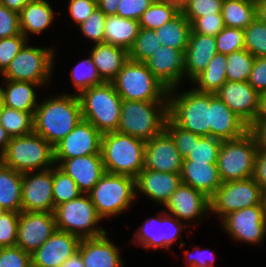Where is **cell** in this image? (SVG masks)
<instances>
[{
	"label": "cell",
	"mask_w": 266,
	"mask_h": 267,
	"mask_svg": "<svg viewBox=\"0 0 266 267\" xmlns=\"http://www.w3.org/2000/svg\"><path fill=\"white\" fill-rule=\"evenodd\" d=\"M81 238L56 229V231L31 254V267H62L78 252Z\"/></svg>",
	"instance_id": "e0dca14e"
},
{
	"label": "cell",
	"mask_w": 266,
	"mask_h": 267,
	"mask_svg": "<svg viewBox=\"0 0 266 267\" xmlns=\"http://www.w3.org/2000/svg\"><path fill=\"white\" fill-rule=\"evenodd\" d=\"M55 166V167H54ZM53 166V201L54 209L58 205L78 198L83 194L76 182L59 166Z\"/></svg>",
	"instance_id": "f35d334b"
},
{
	"label": "cell",
	"mask_w": 266,
	"mask_h": 267,
	"mask_svg": "<svg viewBox=\"0 0 266 267\" xmlns=\"http://www.w3.org/2000/svg\"><path fill=\"white\" fill-rule=\"evenodd\" d=\"M225 27L222 13L196 18L191 23V31L215 37Z\"/></svg>",
	"instance_id": "816d5d0a"
},
{
	"label": "cell",
	"mask_w": 266,
	"mask_h": 267,
	"mask_svg": "<svg viewBox=\"0 0 266 267\" xmlns=\"http://www.w3.org/2000/svg\"><path fill=\"white\" fill-rule=\"evenodd\" d=\"M32 174V175H31ZM53 167L22 176V211L54 212Z\"/></svg>",
	"instance_id": "2e32d148"
},
{
	"label": "cell",
	"mask_w": 266,
	"mask_h": 267,
	"mask_svg": "<svg viewBox=\"0 0 266 267\" xmlns=\"http://www.w3.org/2000/svg\"><path fill=\"white\" fill-rule=\"evenodd\" d=\"M207 254L209 256H207ZM214 255L215 254L213 253V251L209 253L207 250L198 251V254L196 255H191L190 252L185 253V256L188 259L187 260L189 264L188 267H213L214 266L213 261L215 257Z\"/></svg>",
	"instance_id": "680465c9"
},
{
	"label": "cell",
	"mask_w": 266,
	"mask_h": 267,
	"mask_svg": "<svg viewBox=\"0 0 266 267\" xmlns=\"http://www.w3.org/2000/svg\"><path fill=\"white\" fill-rule=\"evenodd\" d=\"M165 131L174 140L175 146L184 159L194 147V133L176 125L169 117L166 120Z\"/></svg>",
	"instance_id": "7dc6e473"
},
{
	"label": "cell",
	"mask_w": 266,
	"mask_h": 267,
	"mask_svg": "<svg viewBox=\"0 0 266 267\" xmlns=\"http://www.w3.org/2000/svg\"><path fill=\"white\" fill-rule=\"evenodd\" d=\"M155 0H120L117 13L122 18L139 21L141 15Z\"/></svg>",
	"instance_id": "11a10c76"
},
{
	"label": "cell",
	"mask_w": 266,
	"mask_h": 267,
	"mask_svg": "<svg viewBox=\"0 0 266 267\" xmlns=\"http://www.w3.org/2000/svg\"><path fill=\"white\" fill-rule=\"evenodd\" d=\"M53 212L19 213L16 245L32 254L56 231Z\"/></svg>",
	"instance_id": "9a60e30c"
},
{
	"label": "cell",
	"mask_w": 266,
	"mask_h": 267,
	"mask_svg": "<svg viewBox=\"0 0 266 267\" xmlns=\"http://www.w3.org/2000/svg\"><path fill=\"white\" fill-rule=\"evenodd\" d=\"M22 176V173L0 162V206L7 211H22Z\"/></svg>",
	"instance_id": "d6a6232c"
},
{
	"label": "cell",
	"mask_w": 266,
	"mask_h": 267,
	"mask_svg": "<svg viewBox=\"0 0 266 267\" xmlns=\"http://www.w3.org/2000/svg\"><path fill=\"white\" fill-rule=\"evenodd\" d=\"M254 179L261 186L262 190H266V152L259 151L256 154Z\"/></svg>",
	"instance_id": "91938a15"
},
{
	"label": "cell",
	"mask_w": 266,
	"mask_h": 267,
	"mask_svg": "<svg viewBox=\"0 0 266 267\" xmlns=\"http://www.w3.org/2000/svg\"><path fill=\"white\" fill-rule=\"evenodd\" d=\"M5 212H7V210L4 209L2 206H0V217H1Z\"/></svg>",
	"instance_id": "753ad0ef"
},
{
	"label": "cell",
	"mask_w": 266,
	"mask_h": 267,
	"mask_svg": "<svg viewBox=\"0 0 266 267\" xmlns=\"http://www.w3.org/2000/svg\"><path fill=\"white\" fill-rule=\"evenodd\" d=\"M145 142L117 131L102 134L101 155L105 172L137 178L142 171Z\"/></svg>",
	"instance_id": "277c9868"
},
{
	"label": "cell",
	"mask_w": 266,
	"mask_h": 267,
	"mask_svg": "<svg viewBox=\"0 0 266 267\" xmlns=\"http://www.w3.org/2000/svg\"><path fill=\"white\" fill-rule=\"evenodd\" d=\"M262 203H263L264 210H265V213H266V190H263Z\"/></svg>",
	"instance_id": "8c879c8a"
},
{
	"label": "cell",
	"mask_w": 266,
	"mask_h": 267,
	"mask_svg": "<svg viewBox=\"0 0 266 267\" xmlns=\"http://www.w3.org/2000/svg\"><path fill=\"white\" fill-rule=\"evenodd\" d=\"M263 190L254 177L223 182L209 198L210 212L223 219L229 213L254 205H263Z\"/></svg>",
	"instance_id": "7c38bea8"
},
{
	"label": "cell",
	"mask_w": 266,
	"mask_h": 267,
	"mask_svg": "<svg viewBox=\"0 0 266 267\" xmlns=\"http://www.w3.org/2000/svg\"><path fill=\"white\" fill-rule=\"evenodd\" d=\"M71 78L75 89L79 91L77 95L84 90L104 83L97 72L91 55L88 59L82 60L74 67L71 71Z\"/></svg>",
	"instance_id": "b9f144b4"
},
{
	"label": "cell",
	"mask_w": 266,
	"mask_h": 267,
	"mask_svg": "<svg viewBox=\"0 0 266 267\" xmlns=\"http://www.w3.org/2000/svg\"><path fill=\"white\" fill-rule=\"evenodd\" d=\"M222 141L212 136L194 134V147L184 160L217 163Z\"/></svg>",
	"instance_id": "60d3db41"
},
{
	"label": "cell",
	"mask_w": 266,
	"mask_h": 267,
	"mask_svg": "<svg viewBox=\"0 0 266 267\" xmlns=\"http://www.w3.org/2000/svg\"><path fill=\"white\" fill-rule=\"evenodd\" d=\"M27 38L21 33L16 36L0 38V73L2 74L12 59L27 43Z\"/></svg>",
	"instance_id": "681fc988"
},
{
	"label": "cell",
	"mask_w": 266,
	"mask_h": 267,
	"mask_svg": "<svg viewBox=\"0 0 266 267\" xmlns=\"http://www.w3.org/2000/svg\"><path fill=\"white\" fill-rule=\"evenodd\" d=\"M215 94L249 126L255 121L260 94L247 81H226Z\"/></svg>",
	"instance_id": "d6986e66"
},
{
	"label": "cell",
	"mask_w": 266,
	"mask_h": 267,
	"mask_svg": "<svg viewBox=\"0 0 266 267\" xmlns=\"http://www.w3.org/2000/svg\"><path fill=\"white\" fill-rule=\"evenodd\" d=\"M4 106L3 87L0 86V109Z\"/></svg>",
	"instance_id": "2644e50d"
},
{
	"label": "cell",
	"mask_w": 266,
	"mask_h": 267,
	"mask_svg": "<svg viewBox=\"0 0 266 267\" xmlns=\"http://www.w3.org/2000/svg\"><path fill=\"white\" fill-rule=\"evenodd\" d=\"M82 119L77 94L57 95L38 104L34 112V132L54 147Z\"/></svg>",
	"instance_id": "6da1fadb"
},
{
	"label": "cell",
	"mask_w": 266,
	"mask_h": 267,
	"mask_svg": "<svg viewBox=\"0 0 266 267\" xmlns=\"http://www.w3.org/2000/svg\"><path fill=\"white\" fill-rule=\"evenodd\" d=\"M0 125L11 137L34 132V113L16 110L7 106L0 109Z\"/></svg>",
	"instance_id": "8d00e7d4"
},
{
	"label": "cell",
	"mask_w": 266,
	"mask_h": 267,
	"mask_svg": "<svg viewBox=\"0 0 266 267\" xmlns=\"http://www.w3.org/2000/svg\"><path fill=\"white\" fill-rule=\"evenodd\" d=\"M139 29L137 20L122 18L119 15L107 16L104 26V42L129 51L138 36Z\"/></svg>",
	"instance_id": "4dcf8cb0"
},
{
	"label": "cell",
	"mask_w": 266,
	"mask_h": 267,
	"mask_svg": "<svg viewBox=\"0 0 266 267\" xmlns=\"http://www.w3.org/2000/svg\"><path fill=\"white\" fill-rule=\"evenodd\" d=\"M249 131L255 138L258 150L266 152V121H254Z\"/></svg>",
	"instance_id": "94428289"
},
{
	"label": "cell",
	"mask_w": 266,
	"mask_h": 267,
	"mask_svg": "<svg viewBox=\"0 0 266 267\" xmlns=\"http://www.w3.org/2000/svg\"><path fill=\"white\" fill-rule=\"evenodd\" d=\"M223 228L233 239L258 244L266 236V213L263 205H254L229 213L222 219Z\"/></svg>",
	"instance_id": "5bb4252c"
},
{
	"label": "cell",
	"mask_w": 266,
	"mask_h": 267,
	"mask_svg": "<svg viewBox=\"0 0 266 267\" xmlns=\"http://www.w3.org/2000/svg\"><path fill=\"white\" fill-rule=\"evenodd\" d=\"M247 82L259 94L266 92V56L255 57V61Z\"/></svg>",
	"instance_id": "6f0895ef"
},
{
	"label": "cell",
	"mask_w": 266,
	"mask_h": 267,
	"mask_svg": "<svg viewBox=\"0 0 266 267\" xmlns=\"http://www.w3.org/2000/svg\"><path fill=\"white\" fill-rule=\"evenodd\" d=\"M19 213L7 211L0 217V248L16 246Z\"/></svg>",
	"instance_id": "f907efd6"
},
{
	"label": "cell",
	"mask_w": 266,
	"mask_h": 267,
	"mask_svg": "<svg viewBox=\"0 0 266 267\" xmlns=\"http://www.w3.org/2000/svg\"><path fill=\"white\" fill-rule=\"evenodd\" d=\"M102 133L90 122L82 119L75 128L54 146V161L101 154Z\"/></svg>",
	"instance_id": "4fadbf2b"
},
{
	"label": "cell",
	"mask_w": 266,
	"mask_h": 267,
	"mask_svg": "<svg viewBox=\"0 0 266 267\" xmlns=\"http://www.w3.org/2000/svg\"><path fill=\"white\" fill-rule=\"evenodd\" d=\"M227 55L216 53L204 71L192 81L196 83V91L215 94L227 81Z\"/></svg>",
	"instance_id": "e575fe53"
},
{
	"label": "cell",
	"mask_w": 266,
	"mask_h": 267,
	"mask_svg": "<svg viewBox=\"0 0 266 267\" xmlns=\"http://www.w3.org/2000/svg\"><path fill=\"white\" fill-rule=\"evenodd\" d=\"M21 34L19 14L0 4V38Z\"/></svg>",
	"instance_id": "db71d44e"
},
{
	"label": "cell",
	"mask_w": 266,
	"mask_h": 267,
	"mask_svg": "<svg viewBox=\"0 0 266 267\" xmlns=\"http://www.w3.org/2000/svg\"><path fill=\"white\" fill-rule=\"evenodd\" d=\"M157 1L161 2V3L172 4L176 7H178L179 9H181L185 0H157Z\"/></svg>",
	"instance_id": "89a4df30"
},
{
	"label": "cell",
	"mask_w": 266,
	"mask_h": 267,
	"mask_svg": "<svg viewBox=\"0 0 266 267\" xmlns=\"http://www.w3.org/2000/svg\"><path fill=\"white\" fill-rule=\"evenodd\" d=\"M224 0H185L180 12L192 23L196 18L221 13Z\"/></svg>",
	"instance_id": "f6af8a7d"
},
{
	"label": "cell",
	"mask_w": 266,
	"mask_h": 267,
	"mask_svg": "<svg viewBox=\"0 0 266 267\" xmlns=\"http://www.w3.org/2000/svg\"><path fill=\"white\" fill-rule=\"evenodd\" d=\"M5 82L6 88L3 87L4 105L16 110L34 113L38 103L36 102L37 93L33 88L40 85L25 81L5 80Z\"/></svg>",
	"instance_id": "1f68e13d"
},
{
	"label": "cell",
	"mask_w": 266,
	"mask_h": 267,
	"mask_svg": "<svg viewBox=\"0 0 266 267\" xmlns=\"http://www.w3.org/2000/svg\"><path fill=\"white\" fill-rule=\"evenodd\" d=\"M221 13L225 27L247 28L256 19V0H224Z\"/></svg>",
	"instance_id": "d590c367"
},
{
	"label": "cell",
	"mask_w": 266,
	"mask_h": 267,
	"mask_svg": "<svg viewBox=\"0 0 266 267\" xmlns=\"http://www.w3.org/2000/svg\"><path fill=\"white\" fill-rule=\"evenodd\" d=\"M54 56L51 48L32 47L26 43L1 75L5 80L48 84Z\"/></svg>",
	"instance_id": "8fae6325"
},
{
	"label": "cell",
	"mask_w": 266,
	"mask_h": 267,
	"mask_svg": "<svg viewBox=\"0 0 266 267\" xmlns=\"http://www.w3.org/2000/svg\"><path fill=\"white\" fill-rule=\"evenodd\" d=\"M215 39L218 53L228 55L245 49L243 29L224 27Z\"/></svg>",
	"instance_id": "bcb514c9"
},
{
	"label": "cell",
	"mask_w": 266,
	"mask_h": 267,
	"mask_svg": "<svg viewBox=\"0 0 266 267\" xmlns=\"http://www.w3.org/2000/svg\"><path fill=\"white\" fill-rule=\"evenodd\" d=\"M136 191V179L105 172L88 194L97 214L104 219L129 208L136 198Z\"/></svg>",
	"instance_id": "ba28073f"
},
{
	"label": "cell",
	"mask_w": 266,
	"mask_h": 267,
	"mask_svg": "<svg viewBox=\"0 0 266 267\" xmlns=\"http://www.w3.org/2000/svg\"><path fill=\"white\" fill-rule=\"evenodd\" d=\"M0 162L22 174L46 170L55 165L54 147L36 132L11 137Z\"/></svg>",
	"instance_id": "3957f363"
},
{
	"label": "cell",
	"mask_w": 266,
	"mask_h": 267,
	"mask_svg": "<svg viewBox=\"0 0 266 267\" xmlns=\"http://www.w3.org/2000/svg\"><path fill=\"white\" fill-rule=\"evenodd\" d=\"M210 136L221 141L236 139L249 131V125L216 94L210 93Z\"/></svg>",
	"instance_id": "7402d4cb"
},
{
	"label": "cell",
	"mask_w": 266,
	"mask_h": 267,
	"mask_svg": "<svg viewBox=\"0 0 266 267\" xmlns=\"http://www.w3.org/2000/svg\"><path fill=\"white\" fill-rule=\"evenodd\" d=\"M56 228L78 236L79 238H97L107 234L106 230L97 227L103 220L96 211L89 194L55 207Z\"/></svg>",
	"instance_id": "30bf717a"
},
{
	"label": "cell",
	"mask_w": 266,
	"mask_h": 267,
	"mask_svg": "<svg viewBox=\"0 0 266 267\" xmlns=\"http://www.w3.org/2000/svg\"><path fill=\"white\" fill-rule=\"evenodd\" d=\"M172 216L184 223L210 212L209 198L189 185L181 183L164 205ZM184 220V221H183Z\"/></svg>",
	"instance_id": "603a6c76"
},
{
	"label": "cell",
	"mask_w": 266,
	"mask_h": 267,
	"mask_svg": "<svg viewBox=\"0 0 266 267\" xmlns=\"http://www.w3.org/2000/svg\"><path fill=\"white\" fill-rule=\"evenodd\" d=\"M160 45L155 30L140 28L133 46L128 51L129 59L144 63Z\"/></svg>",
	"instance_id": "7bdbcfd3"
},
{
	"label": "cell",
	"mask_w": 266,
	"mask_h": 267,
	"mask_svg": "<svg viewBox=\"0 0 266 267\" xmlns=\"http://www.w3.org/2000/svg\"><path fill=\"white\" fill-rule=\"evenodd\" d=\"M175 90H168V117L184 130L210 136V93L192 89L177 95Z\"/></svg>",
	"instance_id": "8992f818"
},
{
	"label": "cell",
	"mask_w": 266,
	"mask_h": 267,
	"mask_svg": "<svg viewBox=\"0 0 266 267\" xmlns=\"http://www.w3.org/2000/svg\"><path fill=\"white\" fill-rule=\"evenodd\" d=\"M255 121H266V92L260 94L259 111Z\"/></svg>",
	"instance_id": "03108f58"
},
{
	"label": "cell",
	"mask_w": 266,
	"mask_h": 267,
	"mask_svg": "<svg viewBox=\"0 0 266 267\" xmlns=\"http://www.w3.org/2000/svg\"><path fill=\"white\" fill-rule=\"evenodd\" d=\"M168 101L122 100L117 132L146 142L165 130Z\"/></svg>",
	"instance_id": "7a4b0ae2"
},
{
	"label": "cell",
	"mask_w": 266,
	"mask_h": 267,
	"mask_svg": "<svg viewBox=\"0 0 266 267\" xmlns=\"http://www.w3.org/2000/svg\"><path fill=\"white\" fill-rule=\"evenodd\" d=\"M190 32L191 23L181 12L160 28L155 29L163 47L168 46L183 53L187 49Z\"/></svg>",
	"instance_id": "836d02e7"
},
{
	"label": "cell",
	"mask_w": 266,
	"mask_h": 267,
	"mask_svg": "<svg viewBox=\"0 0 266 267\" xmlns=\"http://www.w3.org/2000/svg\"><path fill=\"white\" fill-rule=\"evenodd\" d=\"M29 1L30 0H0V4L19 14Z\"/></svg>",
	"instance_id": "be15d7a7"
},
{
	"label": "cell",
	"mask_w": 266,
	"mask_h": 267,
	"mask_svg": "<svg viewBox=\"0 0 266 267\" xmlns=\"http://www.w3.org/2000/svg\"><path fill=\"white\" fill-rule=\"evenodd\" d=\"M53 9L46 0H30L19 13L20 30L27 38L28 33L40 34L53 21Z\"/></svg>",
	"instance_id": "f546056e"
},
{
	"label": "cell",
	"mask_w": 266,
	"mask_h": 267,
	"mask_svg": "<svg viewBox=\"0 0 266 267\" xmlns=\"http://www.w3.org/2000/svg\"><path fill=\"white\" fill-rule=\"evenodd\" d=\"M62 267H84L80 254L77 252L74 256L68 259Z\"/></svg>",
	"instance_id": "a7ac6f4b"
},
{
	"label": "cell",
	"mask_w": 266,
	"mask_h": 267,
	"mask_svg": "<svg viewBox=\"0 0 266 267\" xmlns=\"http://www.w3.org/2000/svg\"><path fill=\"white\" fill-rule=\"evenodd\" d=\"M112 83L122 100L168 101V89L143 62L129 59Z\"/></svg>",
	"instance_id": "52a82bcc"
},
{
	"label": "cell",
	"mask_w": 266,
	"mask_h": 267,
	"mask_svg": "<svg viewBox=\"0 0 266 267\" xmlns=\"http://www.w3.org/2000/svg\"><path fill=\"white\" fill-rule=\"evenodd\" d=\"M257 152L258 147L250 131L239 138L222 141L217 160L222 182L253 177Z\"/></svg>",
	"instance_id": "9c48e42d"
},
{
	"label": "cell",
	"mask_w": 266,
	"mask_h": 267,
	"mask_svg": "<svg viewBox=\"0 0 266 267\" xmlns=\"http://www.w3.org/2000/svg\"><path fill=\"white\" fill-rule=\"evenodd\" d=\"M183 184L201 191L210 198L222 185L217 163L183 160L181 169Z\"/></svg>",
	"instance_id": "83f0119b"
},
{
	"label": "cell",
	"mask_w": 266,
	"mask_h": 267,
	"mask_svg": "<svg viewBox=\"0 0 266 267\" xmlns=\"http://www.w3.org/2000/svg\"><path fill=\"white\" fill-rule=\"evenodd\" d=\"M180 9L172 4L155 0L139 19L140 28L155 30L173 19Z\"/></svg>",
	"instance_id": "74e56055"
},
{
	"label": "cell",
	"mask_w": 266,
	"mask_h": 267,
	"mask_svg": "<svg viewBox=\"0 0 266 267\" xmlns=\"http://www.w3.org/2000/svg\"><path fill=\"white\" fill-rule=\"evenodd\" d=\"M69 13L76 25H80L98 7L97 0H69Z\"/></svg>",
	"instance_id": "9f6ffc18"
},
{
	"label": "cell",
	"mask_w": 266,
	"mask_h": 267,
	"mask_svg": "<svg viewBox=\"0 0 266 267\" xmlns=\"http://www.w3.org/2000/svg\"><path fill=\"white\" fill-rule=\"evenodd\" d=\"M0 267H31V254L17 245L0 248Z\"/></svg>",
	"instance_id": "f5cc1de1"
},
{
	"label": "cell",
	"mask_w": 266,
	"mask_h": 267,
	"mask_svg": "<svg viewBox=\"0 0 266 267\" xmlns=\"http://www.w3.org/2000/svg\"><path fill=\"white\" fill-rule=\"evenodd\" d=\"M144 63L168 90L177 88L184 76V53L178 49L160 45Z\"/></svg>",
	"instance_id": "44dd1931"
},
{
	"label": "cell",
	"mask_w": 266,
	"mask_h": 267,
	"mask_svg": "<svg viewBox=\"0 0 266 267\" xmlns=\"http://www.w3.org/2000/svg\"><path fill=\"white\" fill-rule=\"evenodd\" d=\"M256 18L266 25V0H256Z\"/></svg>",
	"instance_id": "e7e4bbea"
},
{
	"label": "cell",
	"mask_w": 266,
	"mask_h": 267,
	"mask_svg": "<svg viewBox=\"0 0 266 267\" xmlns=\"http://www.w3.org/2000/svg\"><path fill=\"white\" fill-rule=\"evenodd\" d=\"M120 0H97L98 8L106 15H116Z\"/></svg>",
	"instance_id": "6125c7cd"
},
{
	"label": "cell",
	"mask_w": 266,
	"mask_h": 267,
	"mask_svg": "<svg viewBox=\"0 0 266 267\" xmlns=\"http://www.w3.org/2000/svg\"><path fill=\"white\" fill-rule=\"evenodd\" d=\"M57 165L76 182L83 194H88L105 173L101 154L64 159Z\"/></svg>",
	"instance_id": "cb8c5ba5"
},
{
	"label": "cell",
	"mask_w": 266,
	"mask_h": 267,
	"mask_svg": "<svg viewBox=\"0 0 266 267\" xmlns=\"http://www.w3.org/2000/svg\"><path fill=\"white\" fill-rule=\"evenodd\" d=\"M10 142V136L6 130L0 125V157L4 154L8 143Z\"/></svg>",
	"instance_id": "003e7915"
},
{
	"label": "cell",
	"mask_w": 266,
	"mask_h": 267,
	"mask_svg": "<svg viewBox=\"0 0 266 267\" xmlns=\"http://www.w3.org/2000/svg\"><path fill=\"white\" fill-rule=\"evenodd\" d=\"M183 160L174 140L164 130L151 141L146 142L142 158V170L181 173Z\"/></svg>",
	"instance_id": "ac0fdd59"
},
{
	"label": "cell",
	"mask_w": 266,
	"mask_h": 267,
	"mask_svg": "<svg viewBox=\"0 0 266 267\" xmlns=\"http://www.w3.org/2000/svg\"><path fill=\"white\" fill-rule=\"evenodd\" d=\"M106 15L97 7L86 21L78 25L88 39L97 43L104 42V26Z\"/></svg>",
	"instance_id": "c3c4849f"
},
{
	"label": "cell",
	"mask_w": 266,
	"mask_h": 267,
	"mask_svg": "<svg viewBox=\"0 0 266 267\" xmlns=\"http://www.w3.org/2000/svg\"><path fill=\"white\" fill-rule=\"evenodd\" d=\"M218 53L213 36L190 32L187 49L184 52V75L192 81L206 69L210 60Z\"/></svg>",
	"instance_id": "4316f807"
},
{
	"label": "cell",
	"mask_w": 266,
	"mask_h": 267,
	"mask_svg": "<svg viewBox=\"0 0 266 267\" xmlns=\"http://www.w3.org/2000/svg\"><path fill=\"white\" fill-rule=\"evenodd\" d=\"M84 267H123L119 249L108 239L107 235L97 238H82L79 244Z\"/></svg>",
	"instance_id": "d4e9b609"
},
{
	"label": "cell",
	"mask_w": 266,
	"mask_h": 267,
	"mask_svg": "<svg viewBox=\"0 0 266 267\" xmlns=\"http://www.w3.org/2000/svg\"><path fill=\"white\" fill-rule=\"evenodd\" d=\"M82 117L102 134L117 131L122 98L112 82L93 86L78 94Z\"/></svg>",
	"instance_id": "5b68a950"
},
{
	"label": "cell",
	"mask_w": 266,
	"mask_h": 267,
	"mask_svg": "<svg viewBox=\"0 0 266 267\" xmlns=\"http://www.w3.org/2000/svg\"><path fill=\"white\" fill-rule=\"evenodd\" d=\"M90 55L104 82H112L129 60V53L126 49L105 42L95 44Z\"/></svg>",
	"instance_id": "f1b7e54d"
},
{
	"label": "cell",
	"mask_w": 266,
	"mask_h": 267,
	"mask_svg": "<svg viewBox=\"0 0 266 267\" xmlns=\"http://www.w3.org/2000/svg\"><path fill=\"white\" fill-rule=\"evenodd\" d=\"M166 215L160 218H149L144 225L140 227L138 232H135L136 240L143 245L144 248H160L168 249L178 238L180 232L183 230V223L179 221L175 216L169 215L165 210L161 213ZM168 217L166 218V216ZM170 216V217H169Z\"/></svg>",
	"instance_id": "ffe728a7"
},
{
	"label": "cell",
	"mask_w": 266,
	"mask_h": 267,
	"mask_svg": "<svg viewBox=\"0 0 266 267\" xmlns=\"http://www.w3.org/2000/svg\"><path fill=\"white\" fill-rule=\"evenodd\" d=\"M255 57L246 49L232 52L227 55V81H248Z\"/></svg>",
	"instance_id": "ab89813d"
},
{
	"label": "cell",
	"mask_w": 266,
	"mask_h": 267,
	"mask_svg": "<svg viewBox=\"0 0 266 267\" xmlns=\"http://www.w3.org/2000/svg\"><path fill=\"white\" fill-rule=\"evenodd\" d=\"M244 31L245 49L254 57L266 56V25L257 18Z\"/></svg>",
	"instance_id": "ee69618b"
},
{
	"label": "cell",
	"mask_w": 266,
	"mask_h": 267,
	"mask_svg": "<svg viewBox=\"0 0 266 267\" xmlns=\"http://www.w3.org/2000/svg\"><path fill=\"white\" fill-rule=\"evenodd\" d=\"M181 183L180 173L142 170L136 178V192L140 191L157 203L165 205Z\"/></svg>",
	"instance_id": "484cf974"
}]
</instances>
